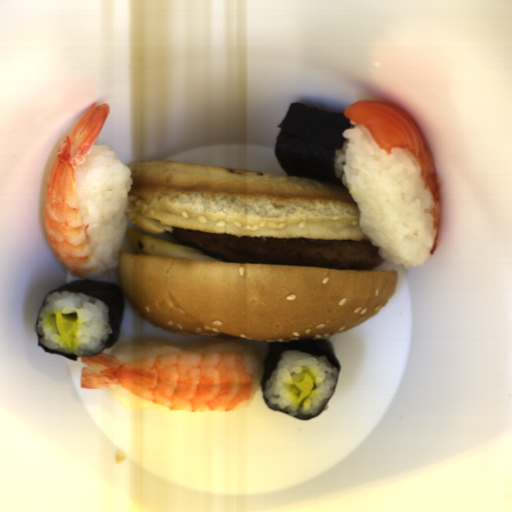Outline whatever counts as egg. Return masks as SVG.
Masks as SVG:
<instances>
[{
	"mask_svg": "<svg viewBox=\"0 0 512 512\" xmlns=\"http://www.w3.org/2000/svg\"><path fill=\"white\" fill-rule=\"evenodd\" d=\"M123 237L138 255L222 262V260L200 250L179 246L176 242L147 235L130 226L124 228Z\"/></svg>",
	"mask_w": 512,
	"mask_h": 512,
	"instance_id": "obj_1",
	"label": "egg"
}]
</instances>
